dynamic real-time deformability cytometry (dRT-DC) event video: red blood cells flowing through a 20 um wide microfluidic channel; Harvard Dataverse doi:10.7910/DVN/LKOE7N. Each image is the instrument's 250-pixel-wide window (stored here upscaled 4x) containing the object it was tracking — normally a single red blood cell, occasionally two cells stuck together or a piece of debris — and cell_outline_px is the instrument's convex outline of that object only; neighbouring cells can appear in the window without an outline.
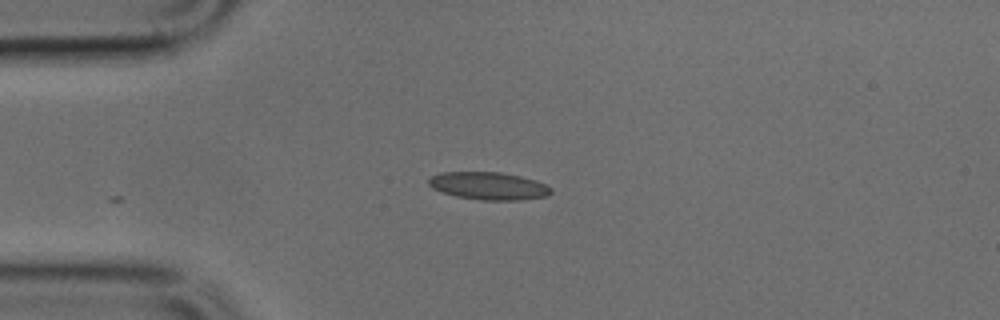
{"species": "common noctule bat (a hibernating species)", "species_latin": "Nyctalus noctula", "temperature_condition": "cold", "stored_images_in_passage": 3, "camera_frame_rate_fps": 3000, "um_per_image_px": 0.085, "animal": {"sex": "male", "body_mass_g": 17.9, "forearm_length_mm": 54.2}, "frame": {"image": 1, "passage_image": 3, "time_ms": 0.667, "image_size_px": [1000, 320], "cell_outline_px": [[552, 192], [548, 196], [520, 200], [484, 200], [456, 196], [432, 188], [428, 184], [428, 180], [432, 176], [440, 172], [500, 172], [520, 176], [536, 180], [552, 188]], "centroid_in_image_um": [41.55, 15.8], "position_along_channel_um": 43.4, "area_um2": 19.65}}